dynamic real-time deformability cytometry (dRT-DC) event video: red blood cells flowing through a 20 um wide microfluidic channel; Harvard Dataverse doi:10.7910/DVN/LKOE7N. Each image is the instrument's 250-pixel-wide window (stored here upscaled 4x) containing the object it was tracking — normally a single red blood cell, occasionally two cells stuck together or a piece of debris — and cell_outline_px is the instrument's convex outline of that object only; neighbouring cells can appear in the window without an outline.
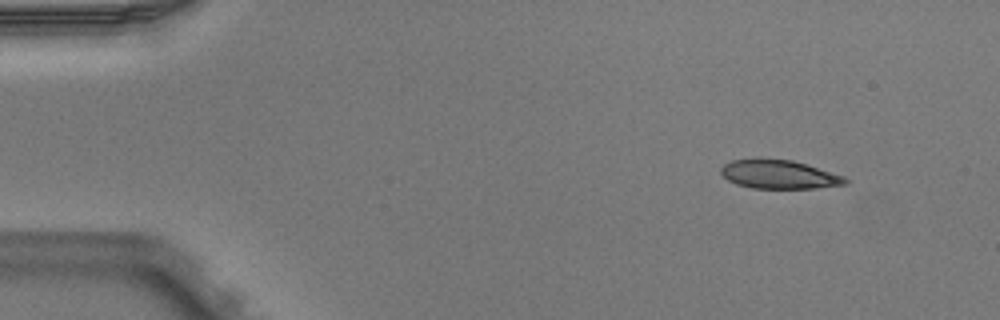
{"species": "Egyptian fruit bat (a non-hibernating species)", "species_latin": "Rousettus aegyptiacus", "temperature_condition": "warm", "stored_images_in_passage": 5, "camera_frame_rate_fps": 3000, "um_per_image_px": 0.085, "animal": {"sex": "male"}, "frame": {"image": 1, "passage_image": 1, "time_ms": 0.0, "image_size_px": [1000, 320], "cell_outline_px": [[848, 184], [812, 188], [752, 188], [736, 184], [728, 180], [720, 172], [720, 168], [724, 164], [732, 160], [756, 156], [760, 156], [792, 160], [844, 176], [848, 180]], "centroid_in_image_um": [66.15, 14.79], "position_along_channel_um": 18.8, "area_um2": 21.21}}
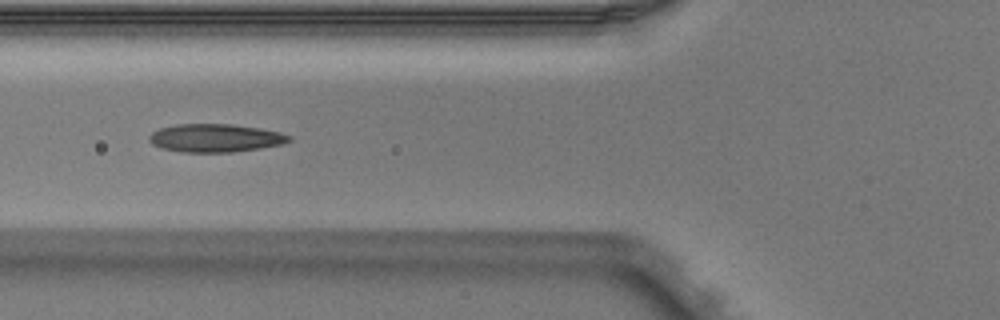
{"frame": {"image": 2, "passage_image": 5, "time_ms": 1.333, "image_size_px": [1000, 320], "cell_outline_px": [[292, 140], [284, 144], [260, 148], [232, 152], [180, 152], [164, 148], [152, 144], [148, 140], [148, 136], [152, 132], [160, 128], [176, 124], [232, 124], [260, 128], [280, 132], [292, 136]], "centroid_in_image_um": [18.32, 11.73], "position_along_channel_um": 107.5, "area_um2": 23.06}}